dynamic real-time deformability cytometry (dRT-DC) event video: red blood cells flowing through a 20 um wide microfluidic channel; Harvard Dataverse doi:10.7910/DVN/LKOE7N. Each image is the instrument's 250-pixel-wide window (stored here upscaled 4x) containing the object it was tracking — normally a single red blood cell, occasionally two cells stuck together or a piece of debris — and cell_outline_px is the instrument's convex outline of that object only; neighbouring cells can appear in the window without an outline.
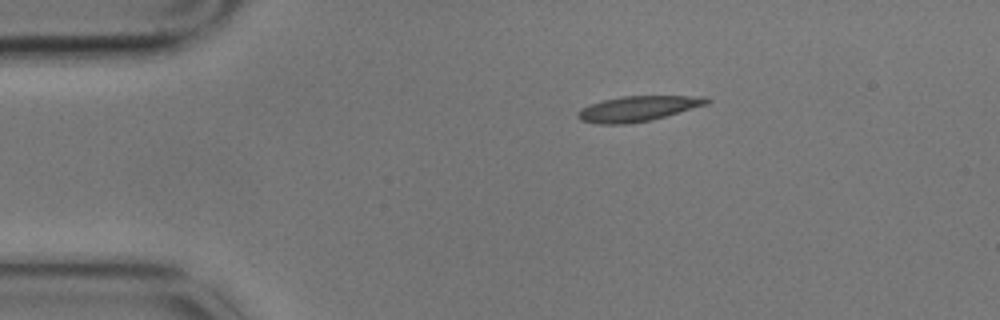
{"species": "common noctule bat (a hibernating species)", "species_latin": "Nyctalus noctula", "temperature_condition": "cold", "stored_images_in_passage": 3, "camera_frame_rate_fps": 3000, "um_per_image_px": 0.085, "animal": {"sex": "male", "body_mass_g": 17.9}, "frame": {"image": 1, "passage_image": 1, "time_ms": 0.0, "image_size_px": [1000, 320], "cell_outline_px": [[712, 100], [708, 104], [652, 120], [628, 124], [600, 124], [580, 120], [576, 116], [576, 112], [580, 108], [604, 100], [624, 96], [704, 96]], "centroid_in_image_um": [54.23, 9.24], "position_along_channel_um": 30.8, "area_um2": 19.02}}
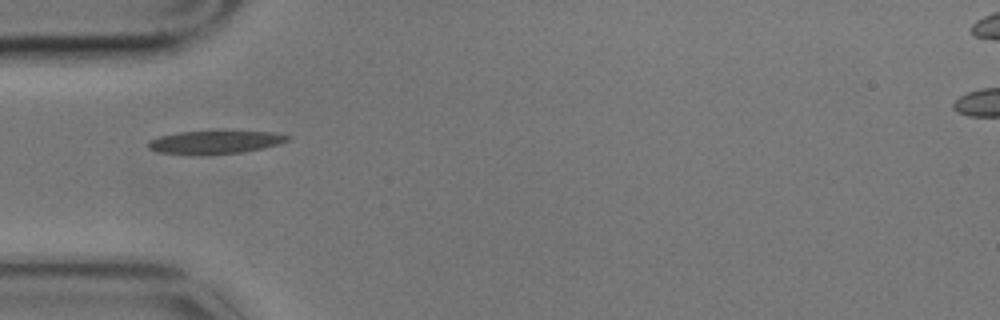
{"frame": {"image": 2, "passage_image": 3, "time_ms": 0.667, "image_size_px": [1000, 320], "cell_outline_px": [[292, 136], [288, 140], [264, 148], [244, 152], [160, 152], [148, 148], [148, 140], [160, 136], [180, 132], [216, 128], [276, 132]], "centroid_in_image_um": [18.4, 11.98], "position_along_channel_um": 66.6, "area_um2": 18.9}}